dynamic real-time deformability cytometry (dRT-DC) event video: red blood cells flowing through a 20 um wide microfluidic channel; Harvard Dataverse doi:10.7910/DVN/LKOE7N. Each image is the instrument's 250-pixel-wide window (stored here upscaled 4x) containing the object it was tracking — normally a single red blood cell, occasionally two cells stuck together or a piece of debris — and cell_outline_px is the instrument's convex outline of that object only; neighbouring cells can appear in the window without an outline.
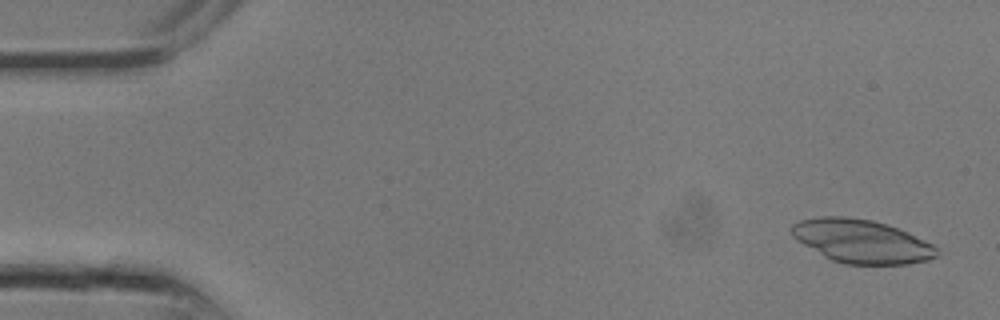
{"species": "common noctule bat (a hibernating species)", "species_latin": "Nyctalus noctula", "temperature_condition": "room temperature", "stored_images_in_passage": 10, "camera_frame_rate_fps": 3000, "um_per_image_px": 0.085, "animal": {"sex": "male", "body_mass_g": 13.3}, "frame": {"image": 1, "passage_image": 2, "time_ms": 0.333, "image_size_px": [1000, 320], "cell_outline_px": [[936, 256], [928, 260], [908, 264], [844, 264], [832, 260], [824, 256], [796, 240], [792, 236], [792, 224], [800, 220], [820, 216], [844, 216], [872, 220], [908, 232], [932, 244], [936, 248]], "centroid_in_image_um": [73.2, 20.5], "position_along_channel_um": 11.8, "area_um2": 36.47}}